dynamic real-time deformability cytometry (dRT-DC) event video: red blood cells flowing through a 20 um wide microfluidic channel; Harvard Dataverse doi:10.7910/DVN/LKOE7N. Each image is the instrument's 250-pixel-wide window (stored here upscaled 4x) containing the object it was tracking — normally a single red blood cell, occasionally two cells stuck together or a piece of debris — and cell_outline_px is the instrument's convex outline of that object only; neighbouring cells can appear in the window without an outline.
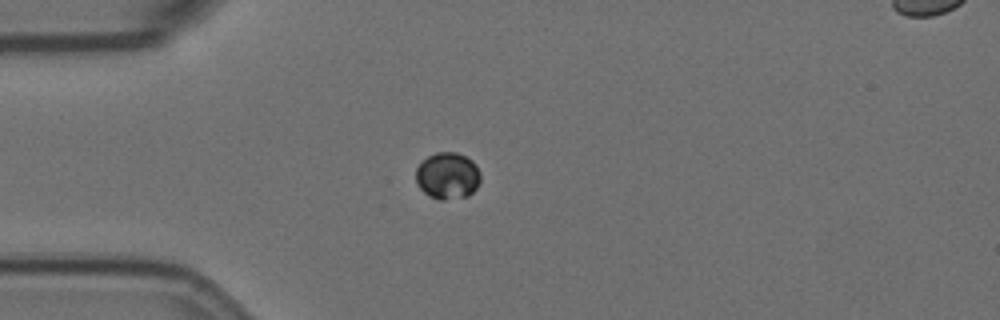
{"species": "Egyptian fruit bat (a non-hibernating species)", "species_latin": "Rousettus aegyptiacus", "temperature_condition": "room temperature", "stored_images_in_passage": 57, "camera_frame_rate_fps": 3000, "um_per_image_px": 0.085, "animal": {"sex": "female"}, "frame": {"image": 1, "passage_image": 16, "time_ms": 5.0, "image_size_px": [1000, 320], "cell_outline_px": [[480, 180], [476, 188], [468, 196], [444, 200], [440, 200], [428, 196], [416, 184], [416, 168], [428, 156], [436, 152], [456, 152], [472, 160], [476, 164], [480, 172]], "centroid_in_image_um": [38.04, 14.95], "position_along_channel_um": 47.0, "area_um2": 17.69}}
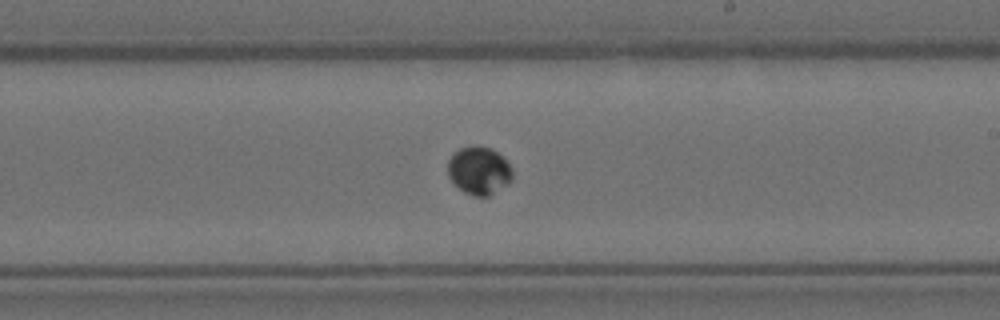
{"frame": {"image": 2, "passage_image": 34, "time_ms": 11.0, "image_size_px": [1000, 320], "cell_outline_px": [[512, 180], [508, 184], [488, 196], [472, 196], [464, 192], [448, 176], [448, 160], [460, 148], [472, 144], [476, 144], [492, 148], [512, 168]], "centroid_in_image_um": [40.72, 14.49], "position_along_channel_um": 248.3, "area_um2": 17.98}}
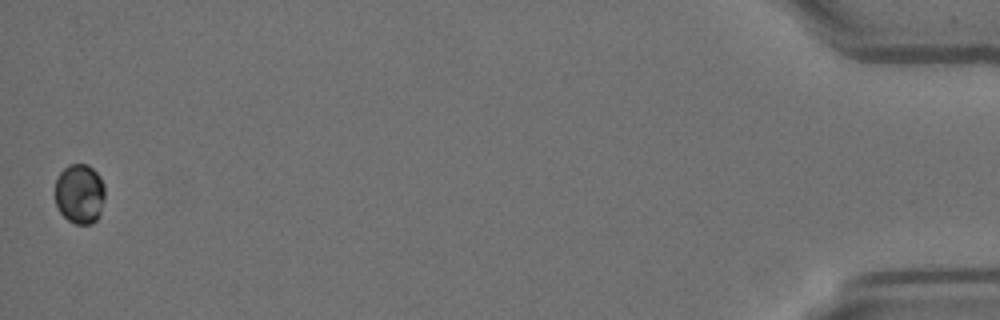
{"frame": {"image": 3, "passage_image": 57, "time_ms": 18.667, "image_size_px": [1000, 320], "cell_outline_px": [[104, 200], [100, 212], [96, 220], [92, 224], [76, 224], [68, 220], [60, 212], [56, 204], [56, 180], [60, 172], [68, 164], [88, 164], [100, 176], [104, 184]], "centroid_in_image_um": [6.78, 16.46], "position_along_channel_um": 428.4, "area_um2": 17.4}, "authors_computed_cell_mechanics": {"area_um2": 17.629, "velocity_mm_per_s": 3.5821, "shape_relaxation_time_tau1_ms": 1.1705, "shape_relaxation_time_tau2_ms": null, "deformation_change_tau1": 0.0161, "deformation_change_tau2": null}}